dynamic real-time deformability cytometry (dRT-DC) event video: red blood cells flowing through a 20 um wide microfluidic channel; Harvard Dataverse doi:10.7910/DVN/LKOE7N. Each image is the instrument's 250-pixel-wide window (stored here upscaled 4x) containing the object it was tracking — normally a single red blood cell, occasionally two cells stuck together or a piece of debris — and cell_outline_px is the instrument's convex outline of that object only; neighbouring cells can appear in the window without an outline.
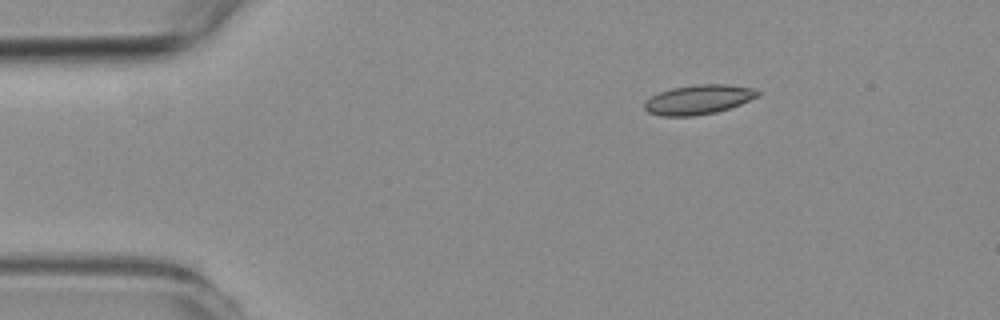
{"species": "common noctule bat (a hibernating species)", "species_latin": "Nyctalus noctula", "temperature_condition": "room temperature", "stored_images_in_passage": 37, "camera_frame_rate_fps": 3000, "um_per_image_px": 0.085, "animal": {"sex": "female", "body_mass_g": 19.3, "forearm_length_mm": 54.1}, "frame": {"image": 1, "passage_image": 1, "time_ms": 0.0, "image_size_px": [1000, 320], "cell_outline_px": [[760, 96], [740, 104], [716, 112], [692, 116], [664, 116], [648, 112], [644, 108], [644, 100], [660, 92], [672, 88], [700, 84], [728, 84], [756, 88], [760, 92]], "centroid_in_image_um": [59.4, 8.45], "position_along_channel_um": 25.6, "area_um2": 19.48}}
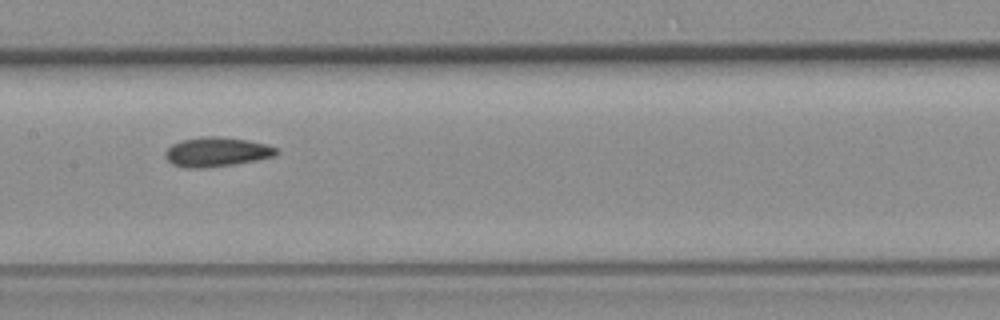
{"frame": {"image": 2, "passage_image": 19, "time_ms": 6.0, "image_size_px": [1000, 320], "cell_outline_px": [[280, 152], [276, 156], [256, 160], [232, 164], [204, 168], [184, 168], [172, 164], [164, 156], [164, 152], [172, 144], [180, 140], [204, 136], [216, 136], [244, 140], [264, 144], [276, 148]], "centroid_in_image_um": [18.37, 12.92], "position_along_channel_um": 189.0, "area_um2": 18.96}}
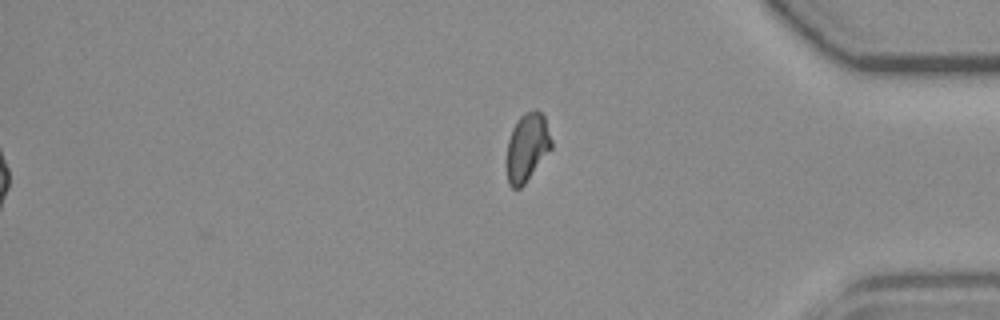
{"frame": {"image": 3, "passage_image": 37, "time_ms": 12.0, "image_size_px": [1000, 320], "cell_outline_px": [[552, 148], [524, 184], [520, 188], [512, 188], [508, 184], [508, 140], [512, 128], [520, 116], [524, 112], [536, 108], [544, 116], [552, 140]], "centroid_in_image_um": [44.82, 12.48], "position_along_channel_um": 390.4, "area_um2": 17.57}, "authors_computed_cell_mechanics": {"area_um2": 18.6694, "velocity_mm_per_s": 3.7764, "shape_relaxation_time_tau1_ms": null, "shape_relaxation_time_tau2_ms": 2.2022, "deformation_change_tau1": null, "deformation_change_tau2": 0.0737}}